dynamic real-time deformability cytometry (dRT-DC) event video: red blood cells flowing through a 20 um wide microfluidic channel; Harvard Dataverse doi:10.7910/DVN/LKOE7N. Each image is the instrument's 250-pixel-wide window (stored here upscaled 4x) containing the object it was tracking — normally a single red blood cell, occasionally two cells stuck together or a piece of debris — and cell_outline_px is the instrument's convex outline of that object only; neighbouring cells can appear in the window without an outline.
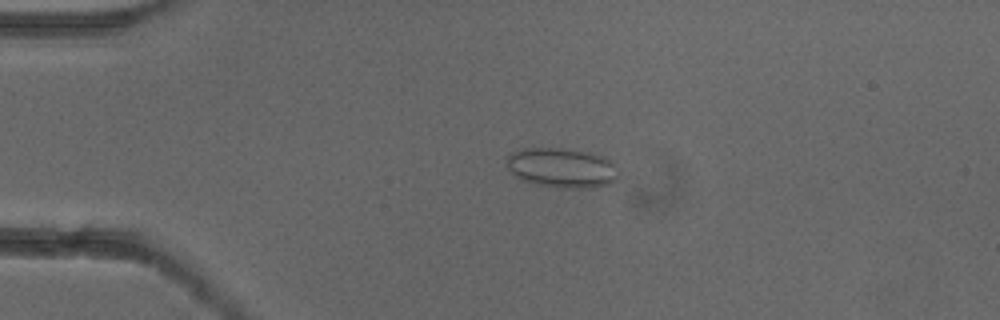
{"species": "common noctule bat (a hibernating species)", "species_latin": "Nyctalus noctula", "temperature_condition": "cold", "stored_images_in_passage": 54, "camera_frame_rate_fps": 3000, "um_per_image_px": 0.085, "animal": {"sex": "female"}, "frame": {"image": 1, "passage_image": 13, "time_ms": 4.0, "image_size_px": [1000, 320], "cell_outline_px": [[620, 176], [612, 184], [588, 188], [560, 188], [536, 184], [520, 180], [508, 168], [508, 156], [512, 152], [524, 148], [560, 148], [588, 152], [604, 156], [612, 164]], "centroid_in_image_um": [47.77, 14.28], "position_along_channel_um": 37.2, "area_um2": 25.89}}
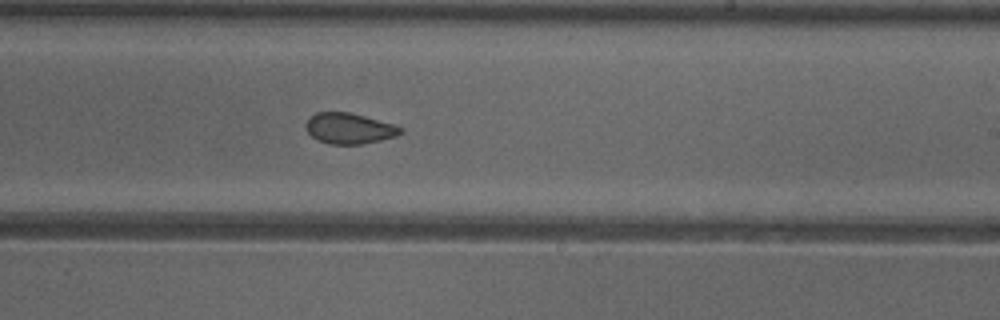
{"frame": {"image": 2, "passage_image": 33, "time_ms": 10.667, "image_size_px": [1000, 320], "cell_outline_px": [[404, 132], [396, 136], [380, 140], [360, 144], [328, 144], [312, 136], [308, 132], [304, 124], [316, 112], [348, 112], [364, 116], [392, 124], [404, 128]], "centroid_in_image_um": [29.69, 10.92], "position_along_channel_um": 259.3, "area_um2": 16.76}}
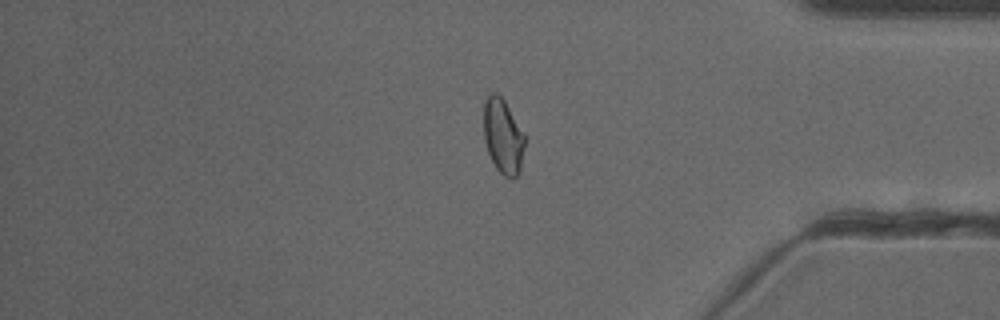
{"frame": {"image": 3, "passage_image": 45, "time_ms": 14.667, "image_size_px": [1000, 320], "cell_outline_px": [[524, 148], [520, 172], [512, 180], [504, 176], [496, 168], [488, 152], [484, 140], [484, 100], [492, 92], [496, 92], [504, 100], [524, 136]], "centroid_in_image_um": [42.74, 11.61], "position_along_channel_um": 392.5, "area_um2": 17.69}, "authors_computed_cell_mechanics": {"area_um2": 18.9295, "velocity_mm_per_s": 3.9032, "shape_relaxation_time_tau1_ms": null, "shape_relaxation_time_tau2_ms": 2.5084, "deformation_change_tau1": null, "deformation_change_tau2": 0.0737}}